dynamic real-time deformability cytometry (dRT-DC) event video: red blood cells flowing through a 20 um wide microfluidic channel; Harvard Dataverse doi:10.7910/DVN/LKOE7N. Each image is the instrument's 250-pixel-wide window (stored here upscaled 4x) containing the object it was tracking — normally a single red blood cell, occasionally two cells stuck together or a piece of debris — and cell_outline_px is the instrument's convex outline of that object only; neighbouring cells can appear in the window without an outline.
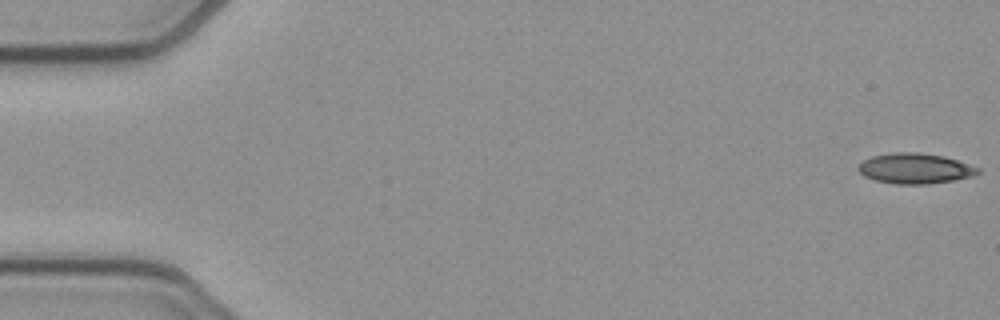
{"species": "common noctule bat (a hibernating species)", "species_latin": "Nyctalus noctula", "temperature_condition": "cold", "stored_images_in_passage": 53, "camera_frame_rate_fps": 3000, "um_per_image_px": 0.085, "animal": {"sex": "female", "body_mass_g": 21.9}, "frame": {"image": 1, "passage_image": 1, "time_ms": 0.0, "image_size_px": [1000, 320], "cell_outline_px": [[980, 172], [972, 176], [952, 180], [928, 184], [896, 184], [876, 180], [864, 176], [856, 168], [864, 160], [872, 156], [896, 152], [916, 152], [944, 156], [980, 168]], "centroid_in_image_um": [77.77, 14.32], "position_along_channel_um": 7.2, "area_um2": 20.98}}
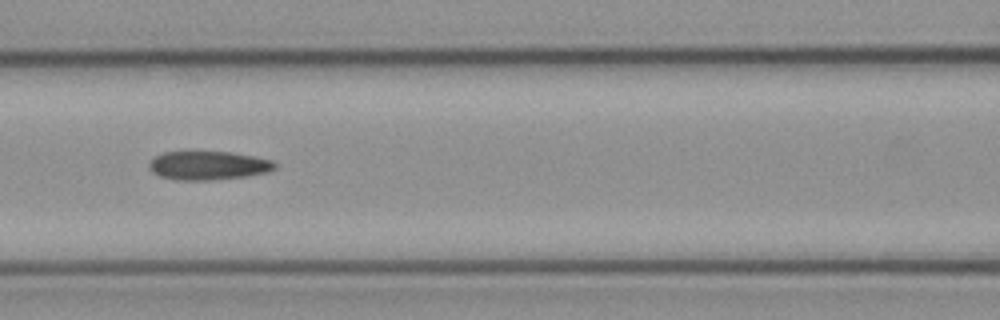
{"frame": {"image": 2, "passage_image": 23, "time_ms": 7.333, "image_size_px": [1000, 320], "cell_outline_px": [[276, 168], [268, 172], [244, 176], [212, 180], [176, 180], [160, 176], [152, 172], [148, 168], [148, 164], [156, 156], [164, 152], [232, 152], [256, 156], [272, 160], [276, 164]], "centroid_in_image_um": [17.71, 14.06], "position_along_channel_um": 148.9, "area_um2": 21.04}}
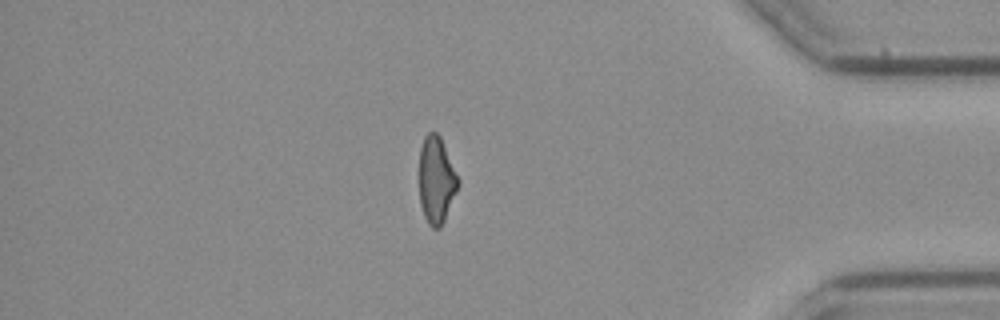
{"frame": {"image": 3, "passage_image": 45, "time_ms": 14.667, "image_size_px": [1000, 320], "cell_outline_px": [[460, 184], [444, 220], [440, 228], [432, 228], [428, 224], [424, 216], [420, 204], [420, 148], [424, 136], [428, 132], [436, 132], [440, 136], [460, 180]], "centroid_in_image_um": [37.1, 15.3], "position_along_channel_um": 398.1, "area_um2": 19.65}, "authors_computed_cell_mechanics": {"area_um2": 21.0392, "velocity_mm_per_s": 3.9004, "shape_relaxation_time_tau1_ms": null, "shape_relaxation_time_tau2_ms": 4.7937, "deformation_change_tau1": null, "deformation_change_tau2": 0.1372}}